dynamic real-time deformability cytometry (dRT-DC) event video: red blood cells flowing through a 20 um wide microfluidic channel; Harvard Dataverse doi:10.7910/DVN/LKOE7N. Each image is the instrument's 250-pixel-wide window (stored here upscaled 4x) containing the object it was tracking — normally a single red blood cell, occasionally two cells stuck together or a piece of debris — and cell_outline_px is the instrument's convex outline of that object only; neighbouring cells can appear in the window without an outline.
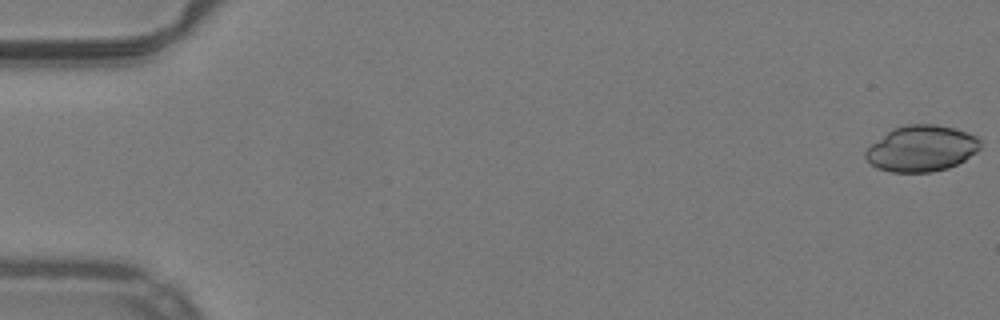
{"species": "common noctule bat (a hibernating species)", "species_latin": "Nyctalus noctula", "temperature_condition": "warm", "stored_images_in_passage": 52, "camera_frame_rate_fps": 3000, "um_per_image_px": 0.085, "animal": {"sex": "male", "body_mass_g": 19.2, "forearm_length_mm": 51.8}, "frame": {"image": 1, "passage_image": 1, "time_ms": 0.0, "image_size_px": [1000, 320], "cell_outline_px": [[980, 148], [976, 152], [964, 160], [948, 168], [932, 172], [892, 172], [876, 168], [864, 156], [864, 152], [872, 144], [892, 128], [908, 124], [936, 124], [968, 132], [980, 136]], "centroid_in_image_um": [78.35, 12.62], "position_along_channel_um": 6.7, "area_um2": 30.81}}